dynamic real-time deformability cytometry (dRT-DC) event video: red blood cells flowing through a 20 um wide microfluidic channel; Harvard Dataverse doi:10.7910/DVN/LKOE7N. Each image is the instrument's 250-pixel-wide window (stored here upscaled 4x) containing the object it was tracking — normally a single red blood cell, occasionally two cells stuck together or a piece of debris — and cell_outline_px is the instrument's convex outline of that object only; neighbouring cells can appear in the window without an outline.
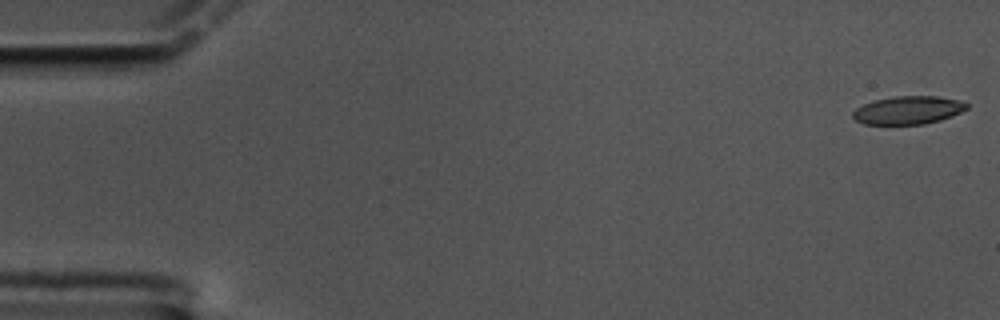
{"species": "common noctule bat (a hibernating species)", "species_latin": "Nyctalus noctula", "temperature_condition": "cold", "stored_images_in_passage": 60, "camera_frame_rate_fps": 3000, "um_per_image_px": 0.085, "animal": {"sex": "male", "body_mass_g": 17.5, "forearm_length_mm": 52.3}, "frame": {"image": 1, "passage_image": 1, "time_ms": 0.0, "image_size_px": [1000, 320], "cell_outline_px": [[968, 108], [952, 116], [940, 120], [924, 124], [864, 124], [856, 120], [852, 116], [852, 112], [856, 108], [864, 104], [876, 100], [896, 96], [936, 96], [960, 100], [968, 104]], "centroid_in_image_um": [77.2, 9.36], "position_along_channel_um": 7.8, "area_um2": 18.55}}
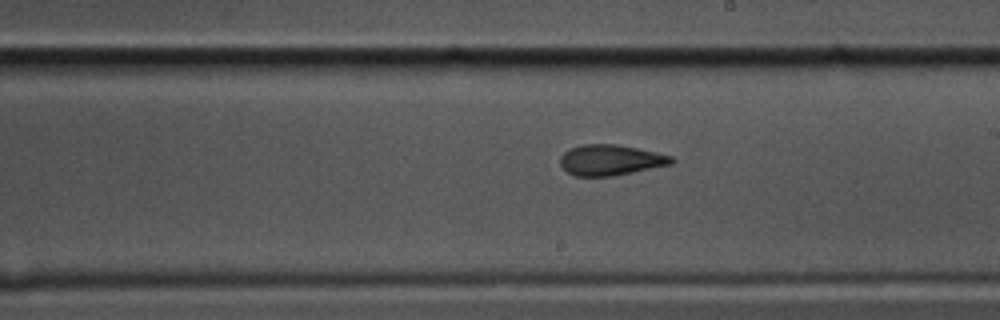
{"frame": {"image": 2, "passage_image": 34, "time_ms": 11.0, "image_size_px": [1000, 320], "cell_outline_px": [[676, 160], [672, 164], [612, 176], [576, 176], [568, 172], [560, 164], [560, 156], [564, 152], [572, 148], [584, 144], [616, 144], [656, 152], [672, 156]], "centroid_in_image_um": [51.91, 13.6], "position_along_channel_um": 237.1, "area_um2": 19.71}}
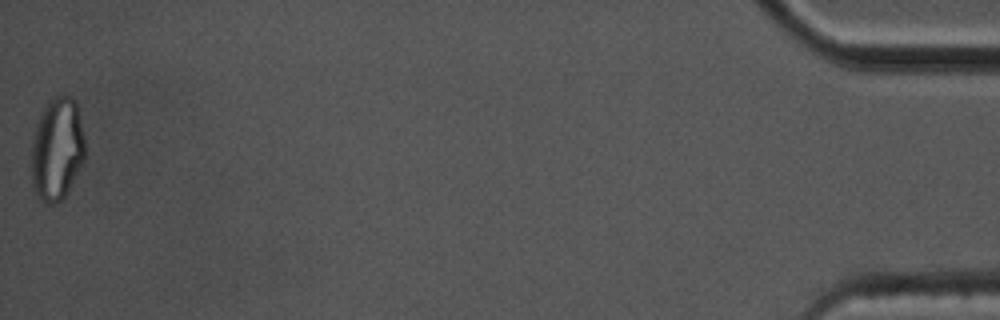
{"frame": {"image": 3, "passage_image": 60, "time_ms": 19.667, "image_size_px": [1000, 320], "cell_outline_px": [[84, 160], [64, 196], [60, 200], [52, 204], [48, 204], [40, 200], [36, 196], [32, 188], [32, 140], [36, 124], [40, 112], [48, 100], [52, 96], [60, 92], [72, 96], [76, 100], [84, 136]], "centroid_in_image_um": [4.83, 12.6], "position_along_channel_um": 430.4, "area_um2": 32.54}, "authors_computed_cell_mechanics": {"area_um2": 19.9699, "velocity_mm_per_s": 3.3467, "shape_relaxation_time_tau1_ms": 7.4209, "shape_relaxation_time_tau2_ms": 2.3362, "deformation_change_tau1": 0.2059, "deformation_change_tau2": 0.1071}}